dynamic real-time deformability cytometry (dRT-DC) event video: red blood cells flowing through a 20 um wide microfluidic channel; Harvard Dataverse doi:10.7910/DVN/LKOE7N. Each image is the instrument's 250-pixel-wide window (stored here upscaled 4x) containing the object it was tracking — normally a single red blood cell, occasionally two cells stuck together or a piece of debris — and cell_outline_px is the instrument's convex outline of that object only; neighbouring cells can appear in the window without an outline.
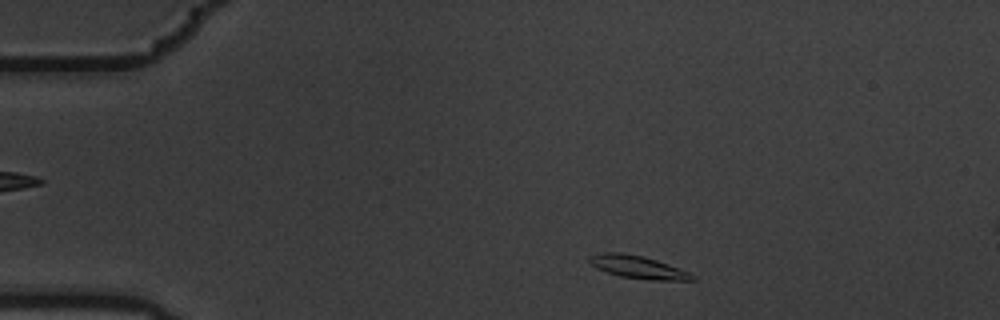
{"species": "common noctule bat (a hibernating species)", "species_latin": "Nyctalus noctula", "temperature_condition": "warm", "stored_images_in_passage": 3, "camera_frame_rate_fps": 3000, "um_per_image_px": 0.085, "animal": {"sex": "male", "body_mass_g": 19.5, "forearm_length_mm": 54.6}, "frame": {"image": 1, "passage_image": 1, "time_ms": 0.0, "image_size_px": [1000, 320], "cell_outline_px": [[696, 280], [648, 280], [620, 276], [596, 268], [588, 260], [588, 256], [600, 252], [620, 252], [644, 256], [692, 272], [696, 276]], "centroid_in_image_um": [54.26, 22.7], "position_along_channel_um": 30.7, "area_um2": 13.81}}